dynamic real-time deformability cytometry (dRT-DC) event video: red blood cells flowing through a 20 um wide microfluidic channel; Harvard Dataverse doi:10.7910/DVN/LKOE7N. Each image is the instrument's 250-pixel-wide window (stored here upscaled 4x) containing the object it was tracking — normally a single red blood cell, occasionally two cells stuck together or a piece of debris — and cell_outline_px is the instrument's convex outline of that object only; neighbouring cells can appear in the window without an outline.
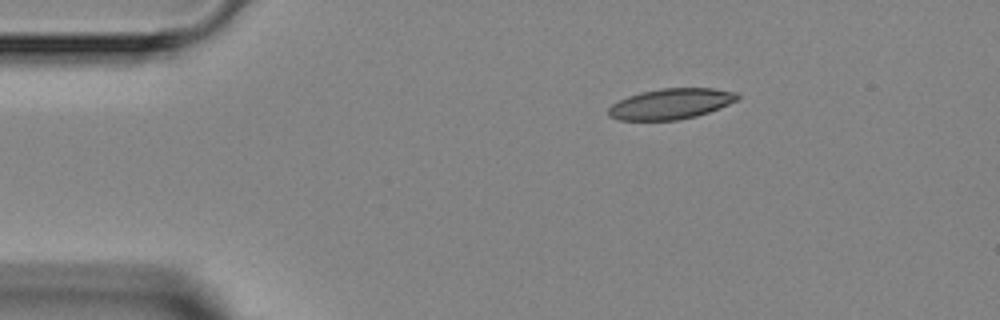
{"species": "Egyptian fruit bat (a non-hibernating species)", "species_latin": "Rousettus aegyptiacus", "temperature_condition": "room temperature", "stored_images_in_passage": 3, "camera_frame_rate_fps": 3000, "um_per_image_px": 0.085, "animal": {"sex": "female"}, "frame": {"image": 1, "passage_image": 1, "time_ms": 0.0, "image_size_px": [1000, 320], "cell_outline_px": [[740, 96], [736, 100], [720, 108], [696, 116], [676, 120], [620, 120], [608, 116], [608, 108], [612, 104], [628, 96], [640, 92], [660, 88], [716, 88], [736, 92]], "centroid_in_image_um": [57.02, 8.82], "position_along_channel_um": 28.0, "area_um2": 23.0}}
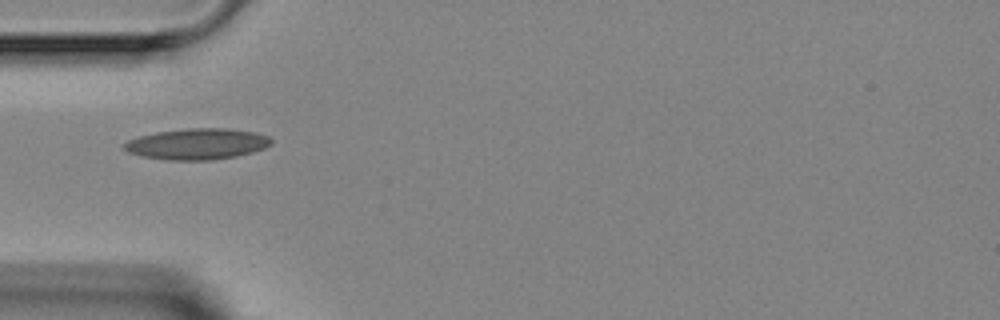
{"frame": {"image": 2, "passage_image": 3, "time_ms": 2.333, "image_size_px": [1000, 320], "cell_outline_px": [[272, 144], [264, 148], [252, 152], [236, 156], [212, 160], [168, 160], [140, 156], [128, 152], [124, 148], [124, 144], [128, 140], [140, 136], [156, 132], [188, 128], [228, 128], [256, 132], [268, 136], [272, 140]], "centroid_in_image_um": [16.77, 12.23], "position_along_channel_um": 68.2, "area_um2": 26.65}}